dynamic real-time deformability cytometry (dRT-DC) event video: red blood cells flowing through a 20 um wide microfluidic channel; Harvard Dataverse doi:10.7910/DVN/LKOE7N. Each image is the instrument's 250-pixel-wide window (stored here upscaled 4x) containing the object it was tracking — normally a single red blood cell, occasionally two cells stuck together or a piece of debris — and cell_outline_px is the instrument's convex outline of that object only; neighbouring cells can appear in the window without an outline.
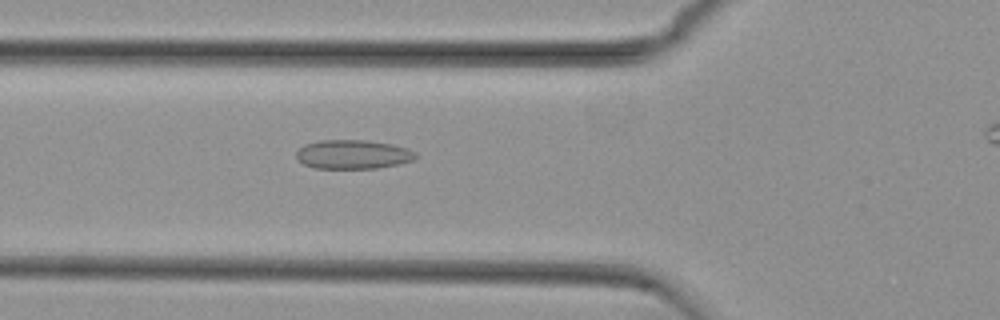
{"species": "common noctule bat (a hibernating species)", "species_latin": "Nyctalus noctula", "temperature_condition": "cold", "stored_images_in_passage": 32, "camera_frame_rate_fps": 3000, "um_per_image_px": 0.085, "animal": {"sex": "female", "body_mass_g": 29.2, "forearm_length_mm": 56.3}, "frame": {"image": 1, "passage_image": 3, "time_ms": 0.667, "image_size_px": [1000, 320], "cell_outline_px": [[416, 156], [412, 160], [400, 164], [376, 168], [312, 168], [304, 164], [296, 156], [296, 152], [304, 144], [320, 140], [368, 140], [392, 144], [408, 148], [416, 152]], "centroid_in_image_um": [30.01, 13.11], "position_along_channel_um": 95.8, "area_um2": 20.23}}
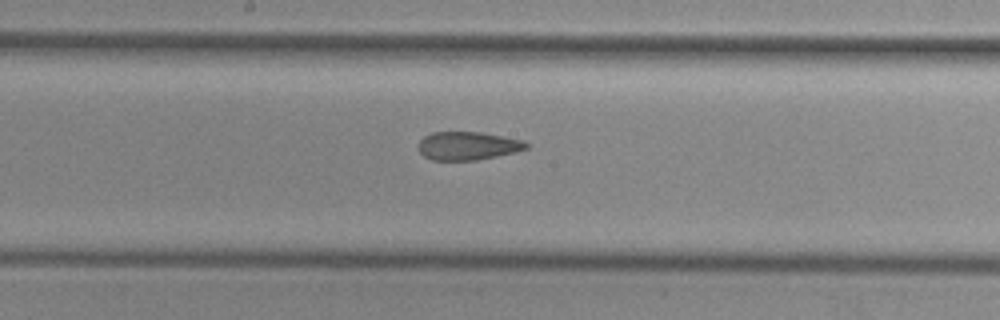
{"frame": {"image": 2, "passage_image": 12, "time_ms": 3.667, "image_size_px": [1000, 320], "cell_outline_px": [[528, 148], [496, 156], [476, 160], [432, 160], [424, 156], [420, 152], [416, 144], [424, 136], [432, 132], [480, 132], [524, 140], [528, 144]], "centroid_in_image_um": [39.71, 12.39], "position_along_channel_um": 208.5, "area_um2": 17.74}}
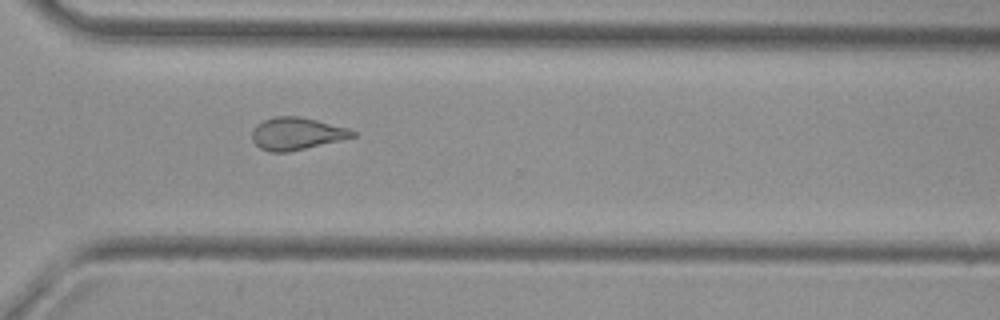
{"frame": {"image": 3, "passage_image": 23, "time_ms": 7.333, "image_size_px": [1000, 320], "cell_outline_px": [[356, 136], [340, 140], [288, 152], [268, 152], [260, 148], [252, 140], [252, 132], [256, 124], [264, 120], [276, 116], [300, 116], [348, 128], [356, 132]], "centroid_in_image_um": [25.19, 11.36], "position_along_channel_um": 345.4, "area_um2": 18.84}, "authors_computed_cell_mechanics": {"area_um2": 18.9295, "velocity_mm_per_s": 3.7405, "shape_relaxation_time_tau1_ms": null, "shape_relaxation_time_tau2_ms": 2.9756, "deformation_change_tau1": null, "deformation_change_tau2": 0.091}}